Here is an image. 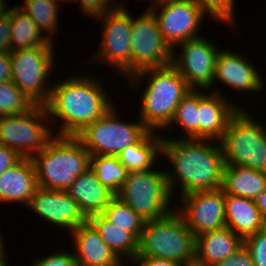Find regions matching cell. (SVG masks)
I'll return each instance as SVG.
<instances>
[{
    "label": "cell",
    "mask_w": 266,
    "mask_h": 266,
    "mask_svg": "<svg viewBox=\"0 0 266 266\" xmlns=\"http://www.w3.org/2000/svg\"><path fill=\"white\" fill-rule=\"evenodd\" d=\"M122 1L118 7L108 11L95 19L103 22L101 44L97 53L89 58L91 63H103L109 65L126 77L132 75L131 35L132 14ZM93 59V61H92Z\"/></svg>",
    "instance_id": "cell-10"
},
{
    "label": "cell",
    "mask_w": 266,
    "mask_h": 266,
    "mask_svg": "<svg viewBox=\"0 0 266 266\" xmlns=\"http://www.w3.org/2000/svg\"><path fill=\"white\" fill-rule=\"evenodd\" d=\"M1 230V229H0ZM2 234V232L0 231V256H6L7 255V253H5L6 251L4 250L5 249V245L6 244H4V241H3V236L1 235ZM4 244V245H3Z\"/></svg>",
    "instance_id": "cell-44"
},
{
    "label": "cell",
    "mask_w": 266,
    "mask_h": 266,
    "mask_svg": "<svg viewBox=\"0 0 266 266\" xmlns=\"http://www.w3.org/2000/svg\"><path fill=\"white\" fill-rule=\"evenodd\" d=\"M34 106L12 81L0 82V116L24 114Z\"/></svg>",
    "instance_id": "cell-32"
},
{
    "label": "cell",
    "mask_w": 266,
    "mask_h": 266,
    "mask_svg": "<svg viewBox=\"0 0 266 266\" xmlns=\"http://www.w3.org/2000/svg\"><path fill=\"white\" fill-rule=\"evenodd\" d=\"M6 0H0V15H5L7 13L10 12V9L9 7H7L8 5L7 2L5 3Z\"/></svg>",
    "instance_id": "cell-43"
},
{
    "label": "cell",
    "mask_w": 266,
    "mask_h": 266,
    "mask_svg": "<svg viewBox=\"0 0 266 266\" xmlns=\"http://www.w3.org/2000/svg\"><path fill=\"white\" fill-rule=\"evenodd\" d=\"M215 266H255L248 248L243 244L233 254Z\"/></svg>",
    "instance_id": "cell-37"
},
{
    "label": "cell",
    "mask_w": 266,
    "mask_h": 266,
    "mask_svg": "<svg viewBox=\"0 0 266 266\" xmlns=\"http://www.w3.org/2000/svg\"><path fill=\"white\" fill-rule=\"evenodd\" d=\"M70 235L78 266H129L110 249L89 221L75 227Z\"/></svg>",
    "instance_id": "cell-19"
},
{
    "label": "cell",
    "mask_w": 266,
    "mask_h": 266,
    "mask_svg": "<svg viewBox=\"0 0 266 266\" xmlns=\"http://www.w3.org/2000/svg\"><path fill=\"white\" fill-rule=\"evenodd\" d=\"M11 16L10 13L0 15V52L11 53Z\"/></svg>",
    "instance_id": "cell-38"
},
{
    "label": "cell",
    "mask_w": 266,
    "mask_h": 266,
    "mask_svg": "<svg viewBox=\"0 0 266 266\" xmlns=\"http://www.w3.org/2000/svg\"><path fill=\"white\" fill-rule=\"evenodd\" d=\"M248 110L239 108L221 138L225 165L266 172V125Z\"/></svg>",
    "instance_id": "cell-6"
},
{
    "label": "cell",
    "mask_w": 266,
    "mask_h": 266,
    "mask_svg": "<svg viewBox=\"0 0 266 266\" xmlns=\"http://www.w3.org/2000/svg\"><path fill=\"white\" fill-rule=\"evenodd\" d=\"M225 225L243 240L266 227L255 200L225 194Z\"/></svg>",
    "instance_id": "cell-23"
},
{
    "label": "cell",
    "mask_w": 266,
    "mask_h": 266,
    "mask_svg": "<svg viewBox=\"0 0 266 266\" xmlns=\"http://www.w3.org/2000/svg\"><path fill=\"white\" fill-rule=\"evenodd\" d=\"M88 221L110 249L126 264L137 255L138 238L131 231L126 230V227L112 224L102 214L90 216Z\"/></svg>",
    "instance_id": "cell-26"
},
{
    "label": "cell",
    "mask_w": 266,
    "mask_h": 266,
    "mask_svg": "<svg viewBox=\"0 0 266 266\" xmlns=\"http://www.w3.org/2000/svg\"><path fill=\"white\" fill-rule=\"evenodd\" d=\"M214 90L199 91V139L202 140L220 141L230 118L243 108L231 99L229 101L224 93Z\"/></svg>",
    "instance_id": "cell-18"
},
{
    "label": "cell",
    "mask_w": 266,
    "mask_h": 266,
    "mask_svg": "<svg viewBox=\"0 0 266 266\" xmlns=\"http://www.w3.org/2000/svg\"><path fill=\"white\" fill-rule=\"evenodd\" d=\"M127 78L131 81L130 85L138 89L142 86V81L147 82V86L141 91L142 101L138 118L152 132L166 131L175 116L178 104L192 90L172 64L145 68Z\"/></svg>",
    "instance_id": "cell-3"
},
{
    "label": "cell",
    "mask_w": 266,
    "mask_h": 266,
    "mask_svg": "<svg viewBox=\"0 0 266 266\" xmlns=\"http://www.w3.org/2000/svg\"><path fill=\"white\" fill-rule=\"evenodd\" d=\"M115 1L116 0H78L77 2L80 3V8L83 10L84 14L92 18H97L108 11L116 9L118 3H115ZM72 2L75 3L76 0H72Z\"/></svg>",
    "instance_id": "cell-36"
},
{
    "label": "cell",
    "mask_w": 266,
    "mask_h": 266,
    "mask_svg": "<svg viewBox=\"0 0 266 266\" xmlns=\"http://www.w3.org/2000/svg\"><path fill=\"white\" fill-rule=\"evenodd\" d=\"M54 48L55 45H44L10 53L11 81L34 105L45 106L49 100L52 89L49 80L56 65Z\"/></svg>",
    "instance_id": "cell-8"
},
{
    "label": "cell",
    "mask_w": 266,
    "mask_h": 266,
    "mask_svg": "<svg viewBox=\"0 0 266 266\" xmlns=\"http://www.w3.org/2000/svg\"><path fill=\"white\" fill-rule=\"evenodd\" d=\"M27 207L48 224H53V227H59L63 231L65 229L68 233L89 220L80 205L66 190L45 189L38 186Z\"/></svg>",
    "instance_id": "cell-16"
},
{
    "label": "cell",
    "mask_w": 266,
    "mask_h": 266,
    "mask_svg": "<svg viewBox=\"0 0 266 266\" xmlns=\"http://www.w3.org/2000/svg\"><path fill=\"white\" fill-rule=\"evenodd\" d=\"M244 244L227 226L196 237L194 266H215Z\"/></svg>",
    "instance_id": "cell-22"
},
{
    "label": "cell",
    "mask_w": 266,
    "mask_h": 266,
    "mask_svg": "<svg viewBox=\"0 0 266 266\" xmlns=\"http://www.w3.org/2000/svg\"><path fill=\"white\" fill-rule=\"evenodd\" d=\"M118 113L113 106L103 117L87 125L76 135L91 156H117L148 131L140 119L138 122L122 121Z\"/></svg>",
    "instance_id": "cell-11"
},
{
    "label": "cell",
    "mask_w": 266,
    "mask_h": 266,
    "mask_svg": "<svg viewBox=\"0 0 266 266\" xmlns=\"http://www.w3.org/2000/svg\"><path fill=\"white\" fill-rule=\"evenodd\" d=\"M66 191L88 218L101 214L116 197L114 192L101 183L91 167L77 176Z\"/></svg>",
    "instance_id": "cell-21"
},
{
    "label": "cell",
    "mask_w": 266,
    "mask_h": 266,
    "mask_svg": "<svg viewBox=\"0 0 266 266\" xmlns=\"http://www.w3.org/2000/svg\"><path fill=\"white\" fill-rule=\"evenodd\" d=\"M244 245L248 248L255 266H266V227L246 237Z\"/></svg>",
    "instance_id": "cell-34"
},
{
    "label": "cell",
    "mask_w": 266,
    "mask_h": 266,
    "mask_svg": "<svg viewBox=\"0 0 266 266\" xmlns=\"http://www.w3.org/2000/svg\"><path fill=\"white\" fill-rule=\"evenodd\" d=\"M49 124L48 111L41 105L24 114L0 116V144L14 149L22 158H32L55 136L57 127Z\"/></svg>",
    "instance_id": "cell-9"
},
{
    "label": "cell",
    "mask_w": 266,
    "mask_h": 266,
    "mask_svg": "<svg viewBox=\"0 0 266 266\" xmlns=\"http://www.w3.org/2000/svg\"><path fill=\"white\" fill-rule=\"evenodd\" d=\"M22 157L14 150L0 144V174L13 167Z\"/></svg>",
    "instance_id": "cell-39"
},
{
    "label": "cell",
    "mask_w": 266,
    "mask_h": 266,
    "mask_svg": "<svg viewBox=\"0 0 266 266\" xmlns=\"http://www.w3.org/2000/svg\"><path fill=\"white\" fill-rule=\"evenodd\" d=\"M132 74L149 67L172 64L173 49L166 42L154 14L147 8L137 18L132 16Z\"/></svg>",
    "instance_id": "cell-12"
},
{
    "label": "cell",
    "mask_w": 266,
    "mask_h": 266,
    "mask_svg": "<svg viewBox=\"0 0 266 266\" xmlns=\"http://www.w3.org/2000/svg\"><path fill=\"white\" fill-rule=\"evenodd\" d=\"M255 202L261 212L264 222L266 223V189L255 199Z\"/></svg>",
    "instance_id": "cell-42"
},
{
    "label": "cell",
    "mask_w": 266,
    "mask_h": 266,
    "mask_svg": "<svg viewBox=\"0 0 266 266\" xmlns=\"http://www.w3.org/2000/svg\"><path fill=\"white\" fill-rule=\"evenodd\" d=\"M241 55L243 54L239 55L227 49L218 51L212 88L220 81L226 87L233 88L236 93H257L265 89L263 77L255 69L256 66Z\"/></svg>",
    "instance_id": "cell-17"
},
{
    "label": "cell",
    "mask_w": 266,
    "mask_h": 266,
    "mask_svg": "<svg viewBox=\"0 0 266 266\" xmlns=\"http://www.w3.org/2000/svg\"><path fill=\"white\" fill-rule=\"evenodd\" d=\"M10 50L29 49L44 45H55L39 29L38 25L18 6L11 7Z\"/></svg>",
    "instance_id": "cell-27"
},
{
    "label": "cell",
    "mask_w": 266,
    "mask_h": 266,
    "mask_svg": "<svg viewBox=\"0 0 266 266\" xmlns=\"http://www.w3.org/2000/svg\"><path fill=\"white\" fill-rule=\"evenodd\" d=\"M22 4L18 6L38 25L42 32L47 33L45 35L53 42V35L58 30L60 3L57 0H24Z\"/></svg>",
    "instance_id": "cell-28"
},
{
    "label": "cell",
    "mask_w": 266,
    "mask_h": 266,
    "mask_svg": "<svg viewBox=\"0 0 266 266\" xmlns=\"http://www.w3.org/2000/svg\"><path fill=\"white\" fill-rule=\"evenodd\" d=\"M208 40L203 36L186 40L177 45L181 47L180 54L173 49L172 65L191 89L210 91L212 89L216 58L220 49L213 44V41Z\"/></svg>",
    "instance_id": "cell-14"
},
{
    "label": "cell",
    "mask_w": 266,
    "mask_h": 266,
    "mask_svg": "<svg viewBox=\"0 0 266 266\" xmlns=\"http://www.w3.org/2000/svg\"><path fill=\"white\" fill-rule=\"evenodd\" d=\"M131 265L132 266H183L182 264L173 260L150 257V256H135L131 260Z\"/></svg>",
    "instance_id": "cell-40"
},
{
    "label": "cell",
    "mask_w": 266,
    "mask_h": 266,
    "mask_svg": "<svg viewBox=\"0 0 266 266\" xmlns=\"http://www.w3.org/2000/svg\"><path fill=\"white\" fill-rule=\"evenodd\" d=\"M57 1H58V2H61V3H62V2H65V3H67V2H68V3L72 2V0H57Z\"/></svg>",
    "instance_id": "cell-47"
},
{
    "label": "cell",
    "mask_w": 266,
    "mask_h": 266,
    "mask_svg": "<svg viewBox=\"0 0 266 266\" xmlns=\"http://www.w3.org/2000/svg\"><path fill=\"white\" fill-rule=\"evenodd\" d=\"M70 75L52 84L51 94L45 105L50 123L61 120L58 136H76L87 125L103 117L113 106L111 96L96 77ZM104 87V88H103ZM53 117V118H52ZM52 121V122H51Z\"/></svg>",
    "instance_id": "cell-2"
},
{
    "label": "cell",
    "mask_w": 266,
    "mask_h": 266,
    "mask_svg": "<svg viewBox=\"0 0 266 266\" xmlns=\"http://www.w3.org/2000/svg\"><path fill=\"white\" fill-rule=\"evenodd\" d=\"M180 198L176 210L195 237L225 227V194L222 189L198 191Z\"/></svg>",
    "instance_id": "cell-15"
},
{
    "label": "cell",
    "mask_w": 266,
    "mask_h": 266,
    "mask_svg": "<svg viewBox=\"0 0 266 266\" xmlns=\"http://www.w3.org/2000/svg\"><path fill=\"white\" fill-rule=\"evenodd\" d=\"M116 197L145 221L164 218L176 209V206L171 207L175 196L169 188L164 169L129 172Z\"/></svg>",
    "instance_id": "cell-7"
},
{
    "label": "cell",
    "mask_w": 266,
    "mask_h": 266,
    "mask_svg": "<svg viewBox=\"0 0 266 266\" xmlns=\"http://www.w3.org/2000/svg\"><path fill=\"white\" fill-rule=\"evenodd\" d=\"M36 172L31 158H22L0 174V203H18L27 207L37 189Z\"/></svg>",
    "instance_id": "cell-20"
},
{
    "label": "cell",
    "mask_w": 266,
    "mask_h": 266,
    "mask_svg": "<svg viewBox=\"0 0 266 266\" xmlns=\"http://www.w3.org/2000/svg\"><path fill=\"white\" fill-rule=\"evenodd\" d=\"M109 222L119 227H126L138 239L145 226V219L127 204L115 197L101 213Z\"/></svg>",
    "instance_id": "cell-31"
},
{
    "label": "cell",
    "mask_w": 266,
    "mask_h": 266,
    "mask_svg": "<svg viewBox=\"0 0 266 266\" xmlns=\"http://www.w3.org/2000/svg\"><path fill=\"white\" fill-rule=\"evenodd\" d=\"M196 237L174 209L164 218L148 220L138 239L136 256H150L194 266Z\"/></svg>",
    "instance_id": "cell-5"
},
{
    "label": "cell",
    "mask_w": 266,
    "mask_h": 266,
    "mask_svg": "<svg viewBox=\"0 0 266 266\" xmlns=\"http://www.w3.org/2000/svg\"><path fill=\"white\" fill-rule=\"evenodd\" d=\"M10 53L0 52V82L12 80Z\"/></svg>",
    "instance_id": "cell-41"
},
{
    "label": "cell",
    "mask_w": 266,
    "mask_h": 266,
    "mask_svg": "<svg viewBox=\"0 0 266 266\" xmlns=\"http://www.w3.org/2000/svg\"><path fill=\"white\" fill-rule=\"evenodd\" d=\"M148 9L172 49L186 40L201 37L198 29L207 13L194 0H160Z\"/></svg>",
    "instance_id": "cell-13"
},
{
    "label": "cell",
    "mask_w": 266,
    "mask_h": 266,
    "mask_svg": "<svg viewBox=\"0 0 266 266\" xmlns=\"http://www.w3.org/2000/svg\"><path fill=\"white\" fill-rule=\"evenodd\" d=\"M7 256H0V266H9L7 261Z\"/></svg>",
    "instance_id": "cell-45"
},
{
    "label": "cell",
    "mask_w": 266,
    "mask_h": 266,
    "mask_svg": "<svg viewBox=\"0 0 266 266\" xmlns=\"http://www.w3.org/2000/svg\"><path fill=\"white\" fill-rule=\"evenodd\" d=\"M162 141V134L148 130L137 142L122 150L117 158L129 172L153 169L161 155Z\"/></svg>",
    "instance_id": "cell-25"
},
{
    "label": "cell",
    "mask_w": 266,
    "mask_h": 266,
    "mask_svg": "<svg viewBox=\"0 0 266 266\" xmlns=\"http://www.w3.org/2000/svg\"><path fill=\"white\" fill-rule=\"evenodd\" d=\"M152 1L150 2V5H149L148 8H151L152 6H154L155 4H157L160 0H152Z\"/></svg>",
    "instance_id": "cell-46"
},
{
    "label": "cell",
    "mask_w": 266,
    "mask_h": 266,
    "mask_svg": "<svg viewBox=\"0 0 266 266\" xmlns=\"http://www.w3.org/2000/svg\"><path fill=\"white\" fill-rule=\"evenodd\" d=\"M221 189L224 194L255 200L266 189V172L225 165Z\"/></svg>",
    "instance_id": "cell-24"
},
{
    "label": "cell",
    "mask_w": 266,
    "mask_h": 266,
    "mask_svg": "<svg viewBox=\"0 0 266 266\" xmlns=\"http://www.w3.org/2000/svg\"><path fill=\"white\" fill-rule=\"evenodd\" d=\"M206 13L211 20L236 27L235 4L234 0H194Z\"/></svg>",
    "instance_id": "cell-33"
},
{
    "label": "cell",
    "mask_w": 266,
    "mask_h": 266,
    "mask_svg": "<svg viewBox=\"0 0 266 266\" xmlns=\"http://www.w3.org/2000/svg\"><path fill=\"white\" fill-rule=\"evenodd\" d=\"M91 154L76 136H54L32 158L39 187L67 190L90 167Z\"/></svg>",
    "instance_id": "cell-4"
},
{
    "label": "cell",
    "mask_w": 266,
    "mask_h": 266,
    "mask_svg": "<svg viewBox=\"0 0 266 266\" xmlns=\"http://www.w3.org/2000/svg\"><path fill=\"white\" fill-rule=\"evenodd\" d=\"M90 167L101 183L115 194L120 190L129 173L117 156H91Z\"/></svg>",
    "instance_id": "cell-30"
},
{
    "label": "cell",
    "mask_w": 266,
    "mask_h": 266,
    "mask_svg": "<svg viewBox=\"0 0 266 266\" xmlns=\"http://www.w3.org/2000/svg\"><path fill=\"white\" fill-rule=\"evenodd\" d=\"M199 91L192 89L178 104L169 128L179 126L184 136L179 139H199ZM175 124V125H174Z\"/></svg>",
    "instance_id": "cell-29"
},
{
    "label": "cell",
    "mask_w": 266,
    "mask_h": 266,
    "mask_svg": "<svg viewBox=\"0 0 266 266\" xmlns=\"http://www.w3.org/2000/svg\"><path fill=\"white\" fill-rule=\"evenodd\" d=\"M174 138L163 135L161 146V154L173 167L165 170L172 195L176 187L182 196L221 189L225 160L220 142Z\"/></svg>",
    "instance_id": "cell-1"
},
{
    "label": "cell",
    "mask_w": 266,
    "mask_h": 266,
    "mask_svg": "<svg viewBox=\"0 0 266 266\" xmlns=\"http://www.w3.org/2000/svg\"><path fill=\"white\" fill-rule=\"evenodd\" d=\"M31 263L32 266H78L72 251H64L63 249L56 250L55 252L47 254L42 258H34Z\"/></svg>",
    "instance_id": "cell-35"
}]
</instances>
